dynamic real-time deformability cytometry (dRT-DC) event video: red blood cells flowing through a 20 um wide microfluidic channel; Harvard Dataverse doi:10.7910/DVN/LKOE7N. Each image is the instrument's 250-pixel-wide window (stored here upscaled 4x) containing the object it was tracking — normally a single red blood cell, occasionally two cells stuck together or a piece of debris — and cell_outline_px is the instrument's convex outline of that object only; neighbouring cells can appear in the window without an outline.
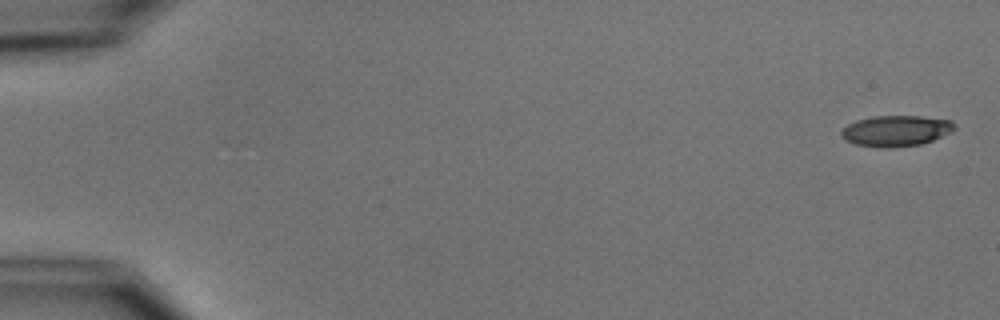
{"species": "common noctule bat (a hibernating species)", "species_latin": "Nyctalus noctula", "temperature_condition": "cold", "stored_images_in_passage": 5, "camera_frame_rate_fps": 3000, "um_per_image_px": 0.085, "animal": {"sex": "male", "body_mass_g": 15.6}, "frame": {"image": 1, "passage_image": 1, "time_ms": 0.0, "image_size_px": [1000, 320], "cell_outline_px": [[956, 128], [952, 132], [932, 140], [920, 144], [888, 148], [880, 148], [856, 144], [844, 140], [840, 136], [840, 132], [848, 124], [856, 120], [872, 116], [920, 116], [952, 120], [956, 124]], "centroid_in_image_um": [76.16, 11.11], "position_along_channel_um": 8.8, "area_um2": 20.52}}
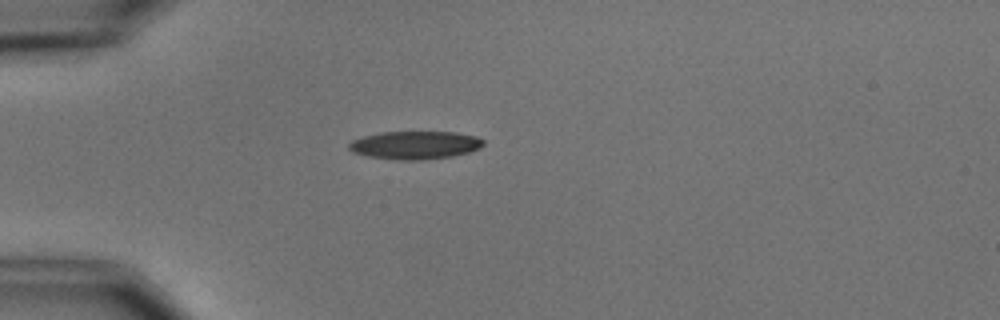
{"frame": {"image": 2, "passage_image": 5, "time_ms": 4.667, "image_size_px": [1000, 320], "cell_outline_px": [[484, 144], [480, 148], [468, 152], [452, 156], [424, 160], [396, 160], [368, 156], [352, 152], [348, 148], [348, 144], [352, 140], [364, 136], [380, 132], [452, 132], [476, 136], [484, 140]], "centroid_in_image_um": [35.26, 12.34], "position_along_channel_um": 49.7, "area_um2": 22.02}}